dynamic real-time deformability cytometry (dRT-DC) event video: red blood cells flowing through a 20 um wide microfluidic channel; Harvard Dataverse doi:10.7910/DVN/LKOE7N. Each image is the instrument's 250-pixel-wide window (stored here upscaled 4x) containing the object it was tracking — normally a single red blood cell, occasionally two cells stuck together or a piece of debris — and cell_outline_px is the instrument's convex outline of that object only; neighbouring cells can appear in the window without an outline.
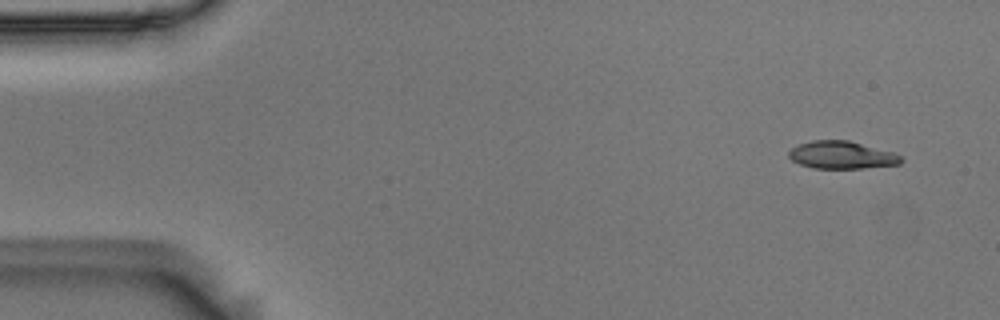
{"species": "Egyptian fruit bat (a non-hibernating species)", "species_latin": "Rousettus aegyptiacus", "temperature_condition": "room temperature", "stored_images_in_passage": 52, "camera_frame_rate_fps": 3000, "um_per_image_px": 0.085, "animal": {"sex": "male"}, "frame": {"image": 1, "passage_image": 1, "time_ms": 0.0, "image_size_px": [1000, 320], "cell_outline_px": [[904, 160], [900, 164], [864, 168], [812, 168], [800, 164], [792, 160], [788, 156], [788, 152], [792, 148], [800, 144], [812, 140], [848, 140], [892, 152], [900, 156]], "centroid_in_image_um": [71.53, 13.18], "position_along_channel_um": 13.5, "area_um2": 17.92}}
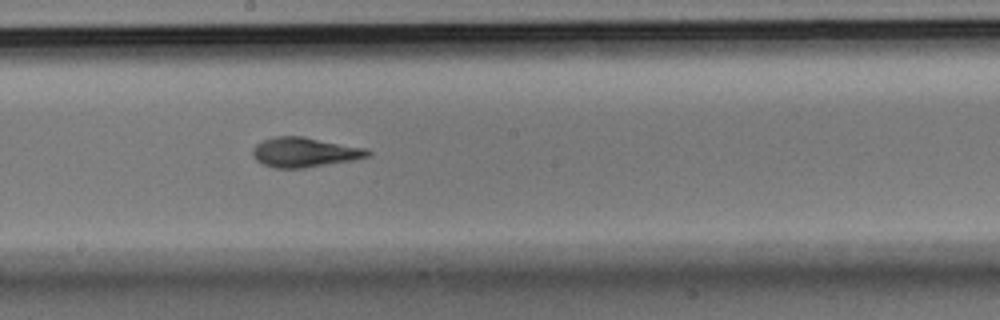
{"frame": {"image": 2, "passage_image": 27, "time_ms": 8.667, "image_size_px": [1000, 320], "cell_outline_px": [[372, 156], [352, 160], [304, 168], [276, 168], [264, 164], [256, 160], [252, 156], [252, 148], [256, 144], [264, 140], [276, 136], [304, 136], [368, 148], [372, 152]], "centroid_in_image_um": [25.92, 12.93], "position_along_channel_um": 222.3, "area_um2": 20.11}}
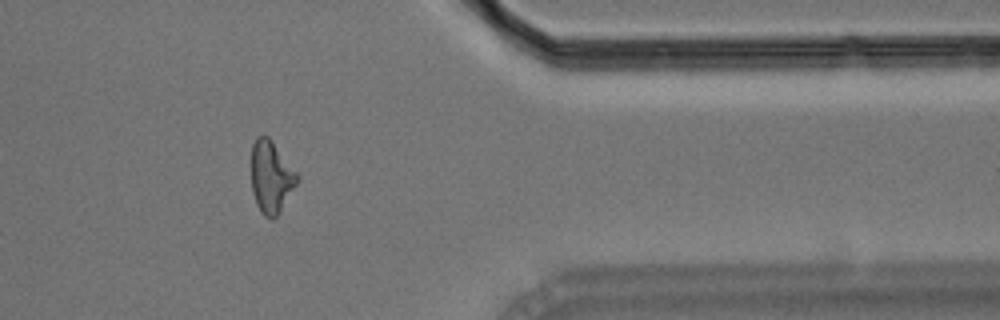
{"frame": {"image": 3, "passage_image": 42, "time_ms": 13.667, "image_size_px": [1000, 320], "cell_outline_px": [[300, 180], [276, 216], [272, 220], [264, 216], [260, 212], [256, 204], [252, 192], [252, 144], [256, 136], [268, 136], [272, 140], [300, 176]], "centroid_in_image_um": [23.05, 15.04], "position_along_channel_um": 388.3, "area_um2": 19.36}, "authors_computed_cell_mechanics": {"area_um2": 19.2474, "velocity_mm_per_s": 3.678, "shape_relaxation_time_tau1_ms": 6.4513, "shape_relaxation_time_tau2_ms": 2.662, "deformation_change_tau1": 0.2066, "deformation_change_tau2": 0.0798}}